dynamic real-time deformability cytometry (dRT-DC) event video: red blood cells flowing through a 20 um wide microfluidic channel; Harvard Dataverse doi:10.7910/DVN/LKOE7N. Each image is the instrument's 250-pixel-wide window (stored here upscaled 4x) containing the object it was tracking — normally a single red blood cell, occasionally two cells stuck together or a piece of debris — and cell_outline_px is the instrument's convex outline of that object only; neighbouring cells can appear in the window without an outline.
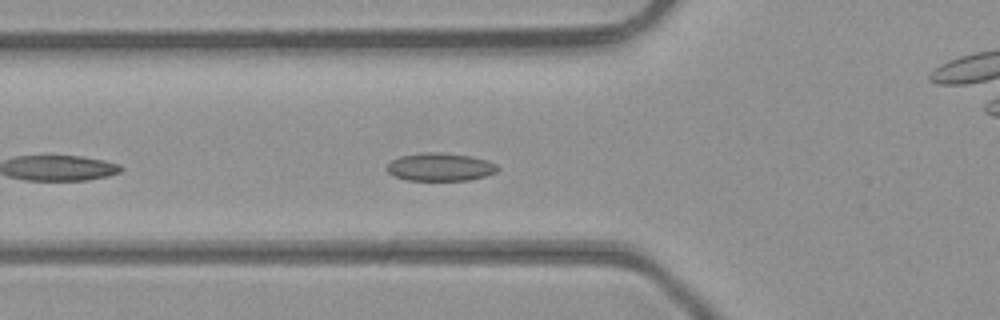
{"species": "common noctule bat (a hibernating species)", "species_latin": "Nyctalus noctula", "temperature_condition": "room temperature", "stored_images_in_passage": 37, "camera_frame_rate_fps": 3000, "um_per_image_px": 0.085, "animal": {"sex": "male", "body_mass_g": 23.1, "forearm_length_mm": 52.7}, "frame": {"image": 1, "passage_image": 5, "time_ms": 1.333, "image_size_px": [1000, 320], "cell_outline_px": [[500, 168], [496, 172], [484, 176], [468, 180], [408, 180], [396, 176], [388, 172], [388, 164], [392, 160], [400, 156], [424, 152], [440, 152], [472, 156], [488, 160], [496, 164]], "centroid_in_image_um": [37.45, 14.18], "position_along_channel_um": 88.3, "area_um2": 17.98}}
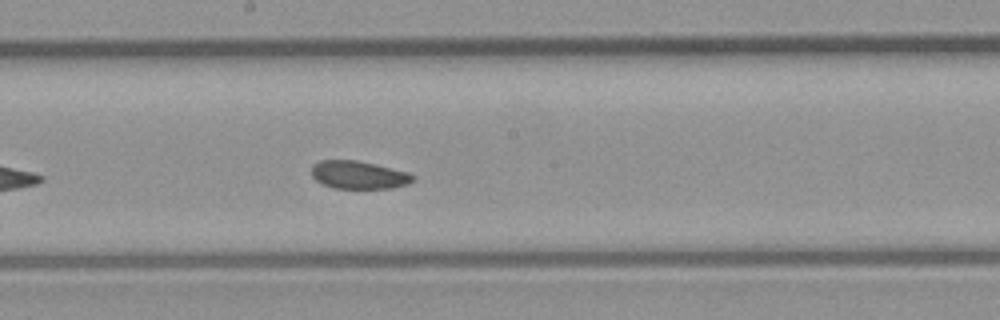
{"frame": {"image": 2, "passage_image": 14, "time_ms": 4.333, "image_size_px": [1000, 320], "cell_outline_px": [[416, 176], [408, 184], [392, 188], [336, 188], [324, 184], [316, 180], [312, 176], [312, 164], [320, 160], [356, 160], [376, 164], [408, 172]], "centroid_in_image_um": [30.49, 14.86], "position_along_channel_um": 217.7, "area_um2": 16.47}}
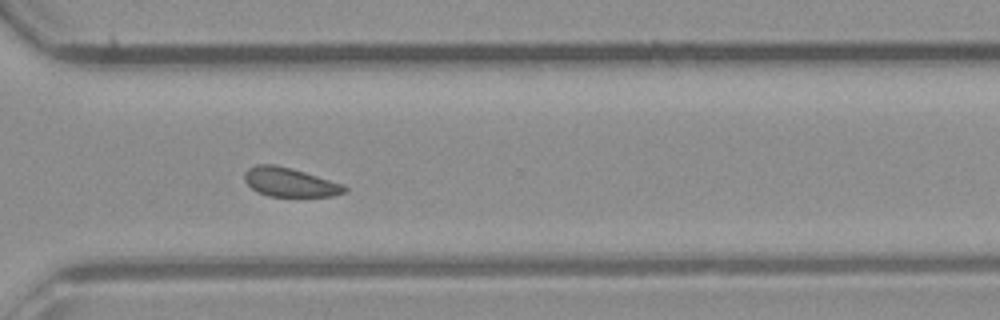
{"frame": {"image": 3, "passage_image": 23, "time_ms": 7.333, "image_size_px": [1000, 320], "cell_outline_px": [[348, 192], [332, 196], [268, 196], [256, 192], [244, 180], [244, 172], [248, 168], [256, 164], [276, 164], [304, 172], [344, 184], [348, 188]], "centroid_in_image_um": [24.63, 15.49], "position_along_channel_um": 346.0, "area_um2": 16.99}, "authors_computed_cell_mechanics": {"area_um2": 17.3978, "velocity_mm_per_s": 4.3005, "shape_relaxation_time_tau1_ms": 6.4095, "shape_relaxation_time_tau2_ms": 3.016, "deformation_change_tau1": 0.0999, "deformation_change_tau2": 0.0703}}